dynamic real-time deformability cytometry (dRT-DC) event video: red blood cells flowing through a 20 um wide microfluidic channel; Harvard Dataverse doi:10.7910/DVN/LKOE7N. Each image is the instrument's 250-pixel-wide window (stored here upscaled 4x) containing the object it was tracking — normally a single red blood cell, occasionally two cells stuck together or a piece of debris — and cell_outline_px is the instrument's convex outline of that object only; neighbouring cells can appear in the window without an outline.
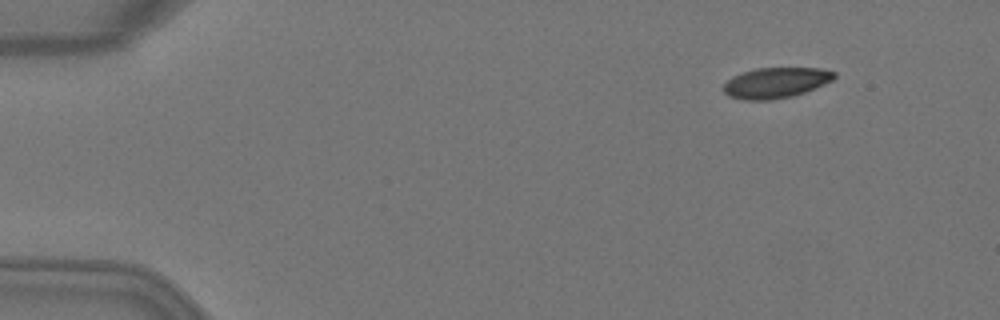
{"species": "Egyptian fruit bat (a non-hibernating species)", "species_latin": "Rousettus aegyptiacus", "temperature_condition": "warm", "stored_images_in_passage": 4, "camera_frame_rate_fps": 3000, "um_per_image_px": 0.085, "animal": {"sex": "female"}, "frame": {"image": 1, "passage_image": 1, "time_ms": 0.0, "image_size_px": [1000, 320], "cell_outline_px": [[836, 76], [832, 80], [804, 92], [792, 96], [768, 100], [744, 100], [728, 96], [720, 88], [732, 76], [756, 68], [820, 68], [836, 72]], "centroid_in_image_um": [65.9, 7.03], "position_along_channel_um": 19.1, "area_um2": 19.65}}